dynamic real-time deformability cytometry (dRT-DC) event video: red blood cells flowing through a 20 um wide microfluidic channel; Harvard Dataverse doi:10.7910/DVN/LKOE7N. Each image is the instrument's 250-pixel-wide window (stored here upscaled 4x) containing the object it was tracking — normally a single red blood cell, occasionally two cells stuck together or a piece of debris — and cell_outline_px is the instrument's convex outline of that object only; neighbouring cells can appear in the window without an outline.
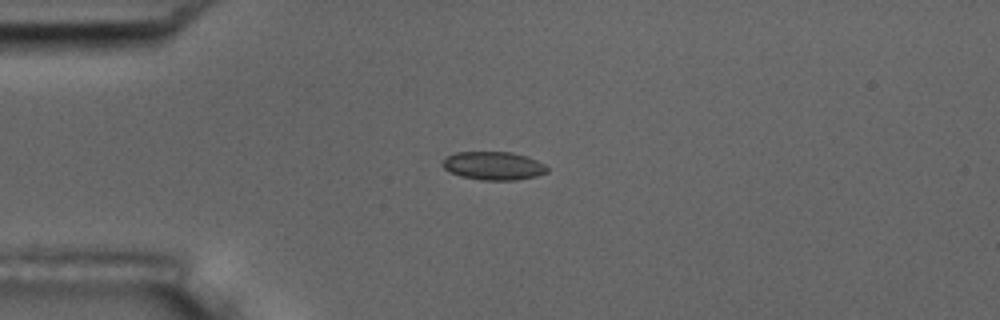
{"species": "common noctule bat (a hibernating species)", "species_latin": "Nyctalus noctula", "temperature_condition": "room temperature", "stored_images_in_passage": 11, "camera_frame_rate_fps": 3000, "um_per_image_px": 0.085, "animal": {"sex": "male", "body_mass_g": 17.5, "forearm_length_mm": 52.3}, "frame": {"image": 1, "passage_image": 4, "time_ms": 4.333, "image_size_px": [1000, 320], "cell_outline_px": [[548, 172], [536, 176], [516, 180], [480, 180], [460, 176], [448, 172], [440, 164], [444, 156], [456, 152], [512, 152], [528, 156], [544, 164], [548, 168]], "centroid_in_image_um": [41.9, 14.09], "position_along_channel_um": 43.1, "area_um2": 17.57}}
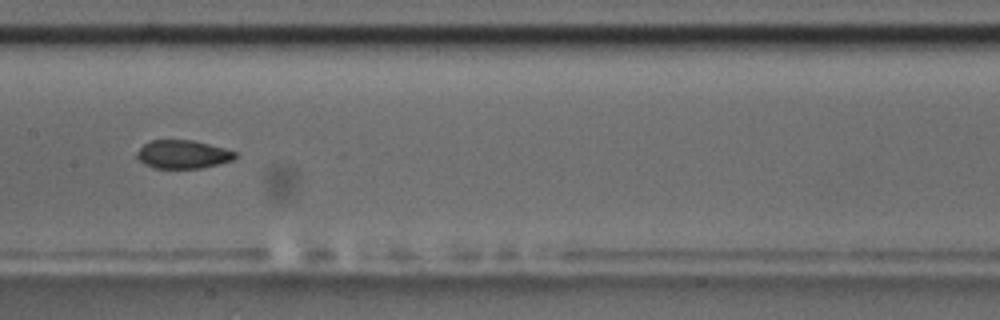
{"frame": {"image": 2, "passage_image": 8, "time_ms": 9.0, "image_size_px": [1000, 320], "cell_outline_px": [[236, 156], [232, 160], [200, 168], [152, 168], [144, 164], [136, 156], [136, 152], [144, 144], [152, 140], [192, 140], [224, 148], [236, 152]], "centroid_in_image_um": [15.5, 13.12], "position_along_channel_um": 191.9, "area_um2": 16.07}}